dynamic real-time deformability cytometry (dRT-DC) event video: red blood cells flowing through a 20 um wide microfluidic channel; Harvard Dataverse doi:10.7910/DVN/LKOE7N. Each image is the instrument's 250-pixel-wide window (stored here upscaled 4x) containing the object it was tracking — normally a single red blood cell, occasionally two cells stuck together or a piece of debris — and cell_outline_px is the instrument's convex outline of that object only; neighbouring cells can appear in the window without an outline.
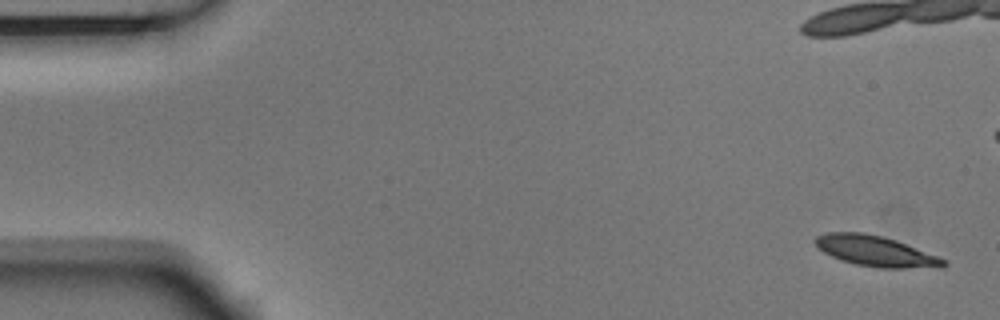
{"species": "Egyptian fruit bat (a non-hibernating species)", "species_latin": "Rousettus aegyptiacus", "temperature_condition": "room temperature", "stored_images_in_passage": 4, "camera_frame_rate_fps": 3000, "um_per_image_px": 0.085, "animal": {"sex": "male"}, "frame": {"image": 1, "passage_image": 1, "time_ms": 0.0, "image_size_px": [1000, 320], "cell_outline_px": [[948, 264], [944, 268], [880, 268], [856, 264], [840, 260], [824, 252], [812, 240], [816, 236], [828, 232], [864, 232], [896, 240], [948, 260]], "centroid_in_image_um": [74.47, 21.35], "position_along_channel_um": 10.5, "area_um2": 22.95}}